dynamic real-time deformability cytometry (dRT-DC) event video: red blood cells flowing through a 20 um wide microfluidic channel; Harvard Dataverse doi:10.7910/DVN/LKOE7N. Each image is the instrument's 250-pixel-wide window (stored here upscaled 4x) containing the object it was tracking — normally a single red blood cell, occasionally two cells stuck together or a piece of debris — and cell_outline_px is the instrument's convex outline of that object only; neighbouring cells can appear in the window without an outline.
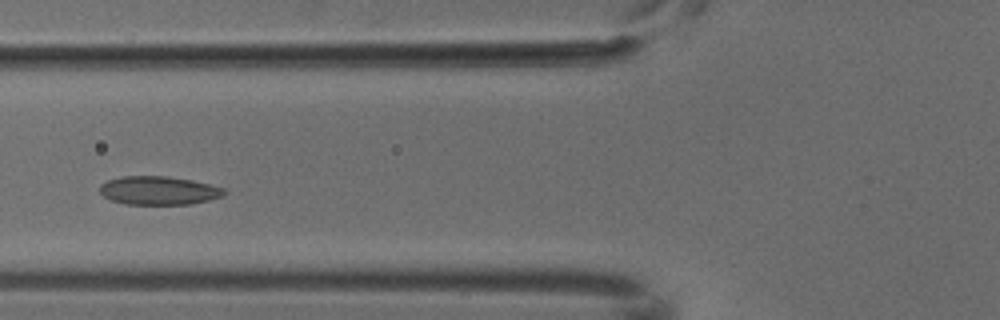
{"species": "common noctule bat (a hibernating species)", "species_latin": "Nyctalus noctula", "temperature_condition": "cold", "stored_images_in_passage": 3, "camera_frame_rate_fps": 3000, "um_per_image_px": 0.085, "animal": {"sex": "male", "body_mass_g": 18.8}, "frame": {"image": 1, "passage_image": 3, "time_ms": 0.667, "image_size_px": [1000, 320], "cell_outline_px": [[228, 192], [224, 196], [192, 204], [124, 204], [112, 200], [104, 196], [100, 192], [100, 184], [108, 180], [120, 176], [168, 176], [192, 180], [224, 188]], "centroid_in_image_um": [13.51, 16.19], "position_along_channel_um": 112.3, "area_um2": 20.75}}